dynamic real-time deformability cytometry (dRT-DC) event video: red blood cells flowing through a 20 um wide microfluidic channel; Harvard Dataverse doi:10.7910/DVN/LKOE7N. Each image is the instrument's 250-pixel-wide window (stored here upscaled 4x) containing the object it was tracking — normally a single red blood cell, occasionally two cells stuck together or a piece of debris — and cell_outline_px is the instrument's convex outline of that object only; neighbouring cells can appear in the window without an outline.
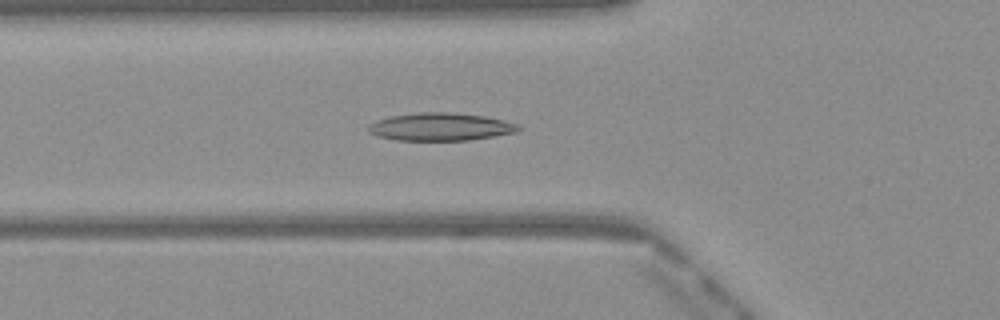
{"species": "Egyptian fruit bat (a non-hibernating species)", "species_latin": "Rousettus aegyptiacus", "temperature_condition": "warm", "stored_images_in_passage": 38, "camera_frame_rate_fps": 3000, "um_per_image_px": 0.085, "frame": {"image": 1, "passage_image": 11, "time_ms": 3.333, "image_size_px": [1000, 320], "cell_outline_px": [[524, 128], [516, 132], [468, 140], [396, 140], [376, 136], [368, 132], [368, 124], [376, 120], [392, 116], [420, 112], [452, 112], [484, 116], [504, 120], [520, 124]], "centroid_in_image_um": [37.45, 10.77], "position_along_channel_um": 88.4, "area_um2": 24.39}}
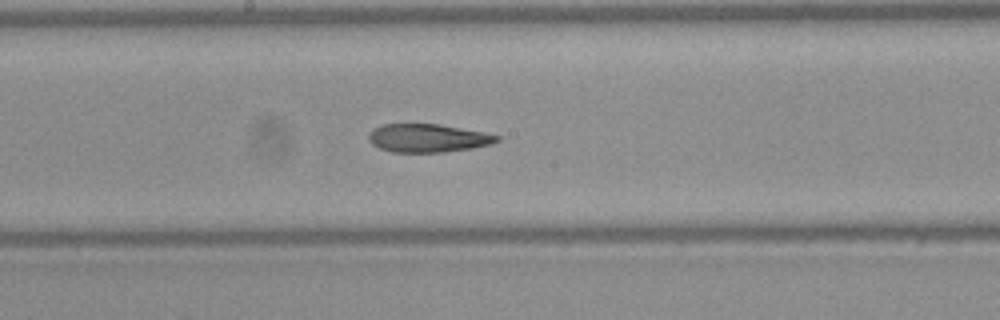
{"frame": {"image": 2, "passage_image": 20, "time_ms": 6.333, "image_size_px": [1000, 320], "cell_outline_px": [[500, 140], [492, 144], [472, 148], [444, 152], [392, 152], [380, 148], [372, 144], [368, 140], [368, 136], [372, 128], [380, 124], [440, 124], [484, 132], [500, 136]], "centroid_in_image_um": [36.36, 11.73], "position_along_channel_um": 211.8, "area_um2": 21.27}}
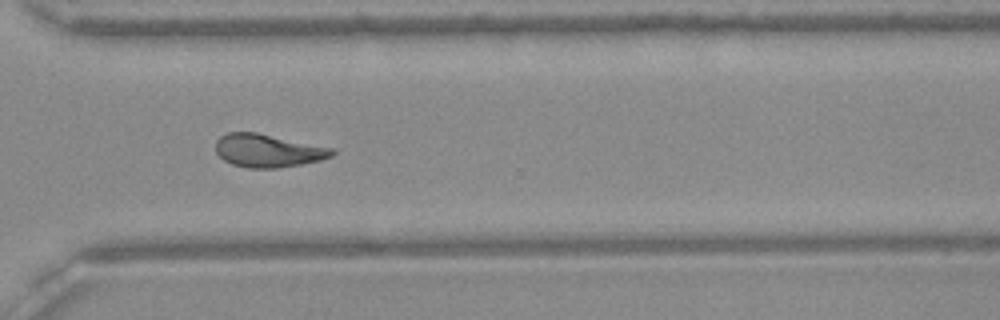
{"frame": {"image": 3, "passage_image": 30, "time_ms": 9.667, "image_size_px": [1000, 320], "cell_outline_px": [[336, 152], [332, 156], [320, 160], [300, 164], [276, 168], [248, 168], [232, 164], [224, 160], [216, 152], [216, 140], [220, 136], [228, 132], [256, 132], [332, 148]], "centroid_in_image_um": [22.75, 12.8], "position_along_channel_um": 347.9, "area_um2": 22.25}, "authors_computed_cell_mechanics": {"area_um2": 22.3397, "velocity_mm_per_s": 4.0831, "shape_relaxation_time_tau1_ms": null, "shape_relaxation_time_tau2_ms": 4.0555, "deformation_change_tau1": null, "deformation_change_tau2": 0.1206}}